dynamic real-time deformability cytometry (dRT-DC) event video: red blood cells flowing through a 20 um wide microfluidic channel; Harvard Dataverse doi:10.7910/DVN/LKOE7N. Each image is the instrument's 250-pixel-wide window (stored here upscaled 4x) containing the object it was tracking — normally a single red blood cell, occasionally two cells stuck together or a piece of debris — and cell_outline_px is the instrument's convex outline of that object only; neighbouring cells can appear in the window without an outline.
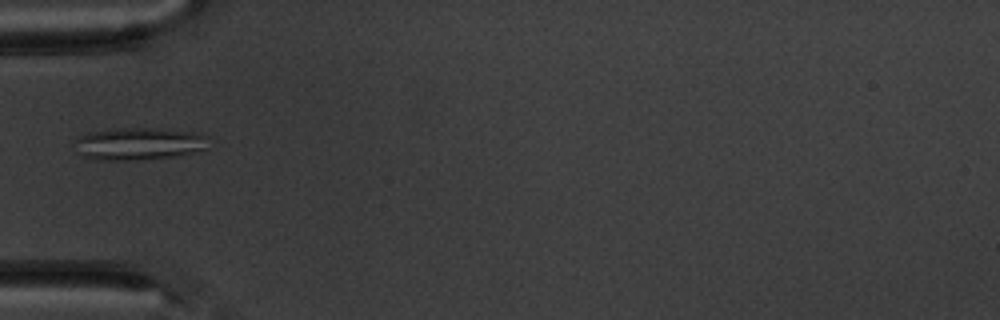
{"species": "common noctule bat (a hibernating species)", "species_latin": "Nyctalus noctula", "temperature_condition": "warm", "stored_images_in_passage": 7, "camera_frame_rate_fps": 3000, "um_per_image_px": 0.085, "animal": {"sex": "male", "body_mass_g": 20.1, "forearm_length_mm": 53.5}, "frame": {"image": 1, "passage_image": 1, "time_ms": 0.0, "image_size_px": [1000, 320], "cell_outline_px": [[208, 148], [184, 156], [136, 160], [100, 160], [84, 156], [80, 152], [76, 140], [80, 136], [92, 132], [116, 128], [152, 128], [192, 132], [204, 136]], "centroid_in_image_um": [11.86, 12.23], "position_along_channel_um": 73.1, "area_um2": 24.97}}
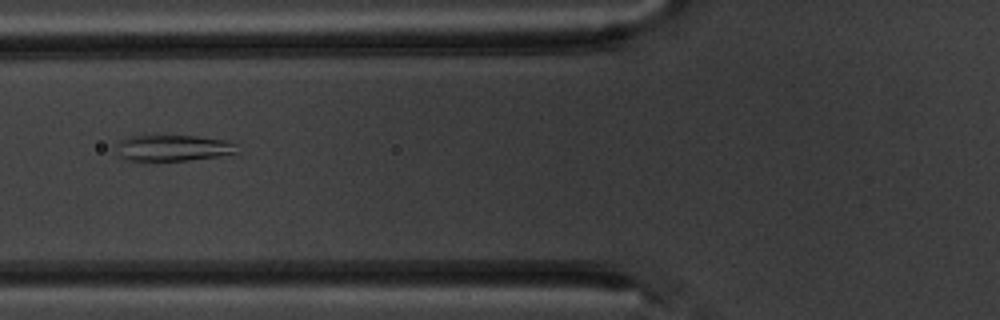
{"frame": {"image": 2, "passage_image": 2, "time_ms": 1.0, "image_size_px": [1000, 320], "cell_outline_px": [[240, 152], [216, 156], [184, 160], [128, 160], [116, 156], [116, 144], [120, 140], [128, 136], [196, 136], [228, 140], [240, 144]], "centroid_in_image_um": [14.73, 12.56], "position_along_channel_um": 111.1, "area_um2": 18.55}}